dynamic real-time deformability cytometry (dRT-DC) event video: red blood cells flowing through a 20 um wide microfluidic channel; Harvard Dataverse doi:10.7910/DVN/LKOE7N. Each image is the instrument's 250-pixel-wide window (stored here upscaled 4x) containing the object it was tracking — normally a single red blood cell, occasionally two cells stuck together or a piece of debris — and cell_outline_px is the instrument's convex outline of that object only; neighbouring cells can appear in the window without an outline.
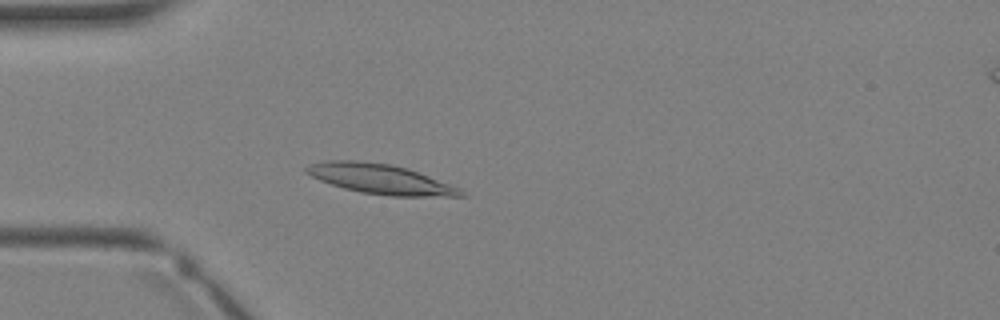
{"species": "Egyptian fruit bat (a non-hibernating species)", "species_latin": "Rousettus aegyptiacus", "temperature_condition": "warm", "stored_images_in_passage": 3, "camera_frame_rate_fps": 3000, "um_per_image_px": 0.085, "animal": {"sex": "female"}, "frame": {"image": 1, "passage_image": 2, "time_ms": 2.0, "image_size_px": [1000, 320], "cell_outline_px": [[468, 196], [392, 196], [360, 192], [344, 188], [320, 180], [304, 172], [304, 168], [308, 164], [324, 160], [356, 160], [392, 164], [408, 168], [460, 188]], "centroid_in_image_um": [32.31, 15.2], "position_along_channel_um": 52.7, "area_um2": 26.88}}